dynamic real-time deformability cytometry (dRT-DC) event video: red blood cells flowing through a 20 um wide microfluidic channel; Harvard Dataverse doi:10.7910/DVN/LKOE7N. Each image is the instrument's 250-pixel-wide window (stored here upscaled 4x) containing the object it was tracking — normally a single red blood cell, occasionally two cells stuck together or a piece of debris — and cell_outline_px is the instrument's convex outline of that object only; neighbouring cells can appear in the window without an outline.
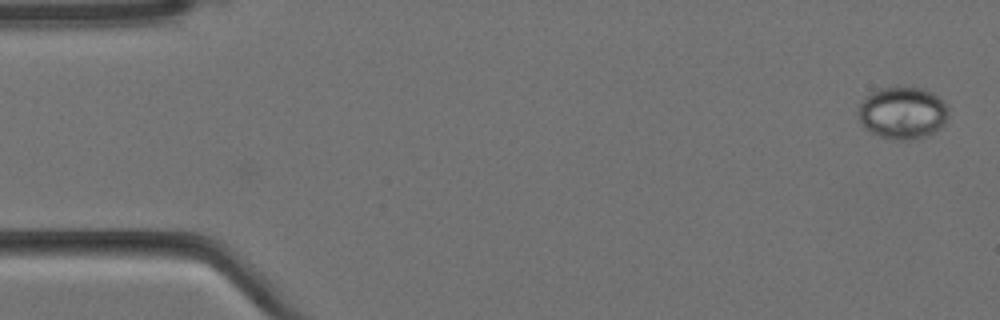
{"species": "Egyptian fruit bat (a non-hibernating species)", "species_latin": "Rousettus aegyptiacus", "temperature_condition": "cold", "stored_images_in_passage": 5, "camera_frame_rate_fps": 3000, "um_per_image_px": 0.085, "animal": {"sex": "female"}, "frame": {"image": 1, "passage_image": 1, "time_ms": 0.0, "image_size_px": [1000, 320], "cell_outline_px": [[948, 116], [944, 124], [940, 128], [924, 136], [908, 140], [892, 140], [880, 136], [864, 128], [860, 124], [856, 112], [860, 104], [872, 92], [880, 88], [924, 88], [932, 92], [944, 100], [948, 104]], "centroid_in_image_um": [76.72, 9.6], "position_along_channel_um": 8.3, "area_um2": 27.51}}